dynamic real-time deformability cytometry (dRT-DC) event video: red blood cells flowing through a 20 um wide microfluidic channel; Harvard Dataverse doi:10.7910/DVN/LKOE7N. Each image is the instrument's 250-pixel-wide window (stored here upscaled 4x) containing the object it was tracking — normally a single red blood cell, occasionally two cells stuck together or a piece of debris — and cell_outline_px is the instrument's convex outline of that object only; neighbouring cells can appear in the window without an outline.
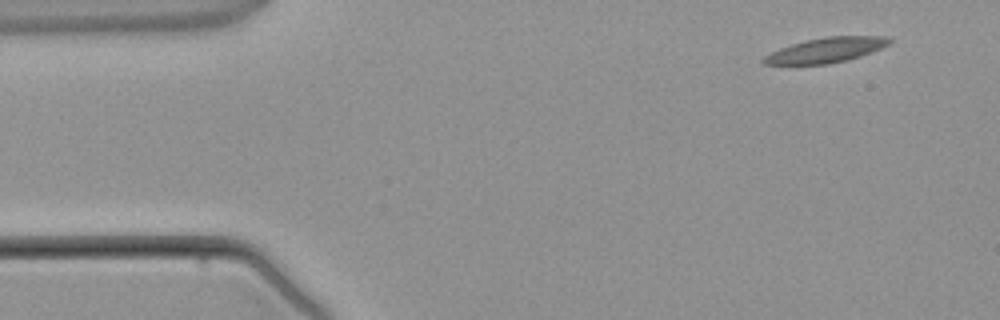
{"species": "common noctule bat (a hibernating species)", "species_latin": "Nyctalus noctula", "temperature_condition": "warm", "stored_images_in_passage": 2, "camera_frame_rate_fps": 3000, "um_per_image_px": 0.085, "animal": {"sex": "male", "body_mass_g": 21.5, "forearm_length_mm": 52.0}, "frame": {"image": 1, "passage_image": 2, "time_ms": 2.0, "image_size_px": [1000, 320], "cell_outline_px": [[892, 44], [872, 52], [848, 60], [828, 64], [764, 64], [760, 60], [764, 56], [780, 48], [792, 44], [824, 36], [888, 36], [892, 40]], "centroid_in_image_um": [70.27, 4.25], "position_along_channel_um": 14.7, "area_um2": 18.32}}